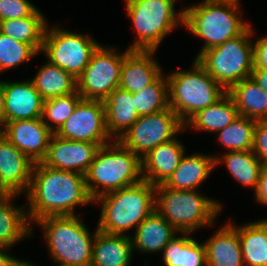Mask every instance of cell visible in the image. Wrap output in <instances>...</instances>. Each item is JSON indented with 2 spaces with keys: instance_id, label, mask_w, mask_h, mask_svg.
<instances>
[{
  "instance_id": "6da1fadb",
  "label": "cell",
  "mask_w": 267,
  "mask_h": 266,
  "mask_svg": "<svg viewBox=\"0 0 267 266\" xmlns=\"http://www.w3.org/2000/svg\"><path fill=\"white\" fill-rule=\"evenodd\" d=\"M26 206L29 222L76 215L74 207L93 203L83 174L34 163Z\"/></svg>"
},
{
  "instance_id": "7a4b0ae2",
  "label": "cell",
  "mask_w": 267,
  "mask_h": 266,
  "mask_svg": "<svg viewBox=\"0 0 267 266\" xmlns=\"http://www.w3.org/2000/svg\"><path fill=\"white\" fill-rule=\"evenodd\" d=\"M101 203L97 229L108 234L127 235L156 210V186L141 180L139 183L106 193L93 200Z\"/></svg>"
},
{
  "instance_id": "3957f363",
  "label": "cell",
  "mask_w": 267,
  "mask_h": 266,
  "mask_svg": "<svg viewBox=\"0 0 267 266\" xmlns=\"http://www.w3.org/2000/svg\"><path fill=\"white\" fill-rule=\"evenodd\" d=\"M87 191L92 200L142 180L141 159L119 140L99 148L84 174Z\"/></svg>"
},
{
  "instance_id": "277c9868",
  "label": "cell",
  "mask_w": 267,
  "mask_h": 266,
  "mask_svg": "<svg viewBox=\"0 0 267 266\" xmlns=\"http://www.w3.org/2000/svg\"><path fill=\"white\" fill-rule=\"evenodd\" d=\"M183 13V26L196 37L205 40L197 57L203 51L243 34L250 27L240 17L242 12L239 0L201 2L184 8Z\"/></svg>"
},
{
  "instance_id": "5b68a950",
  "label": "cell",
  "mask_w": 267,
  "mask_h": 266,
  "mask_svg": "<svg viewBox=\"0 0 267 266\" xmlns=\"http://www.w3.org/2000/svg\"><path fill=\"white\" fill-rule=\"evenodd\" d=\"M198 190H174L156 186V211L180 234L193 233L200 227L213 226L222 209L218 200Z\"/></svg>"
},
{
  "instance_id": "8992f818",
  "label": "cell",
  "mask_w": 267,
  "mask_h": 266,
  "mask_svg": "<svg viewBox=\"0 0 267 266\" xmlns=\"http://www.w3.org/2000/svg\"><path fill=\"white\" fill-rule=\"evenodd\" d=\"M77 215L52 216L34 223L42 227L52 260L63 266H91L96 234Z\"/></svg>"
},
{
  "instance_id": "52a82bcc",
  "label": "cell",
  "mask_w": 267,
  "mask_h": 266,
  "mask_svg": "<svg viewBox=\"0 0 267 266\" xmlns=\"http://www.w3.org/2000/svg\"><path fill=\"white\" fill-rule=\"evenodd\" d=\"M192 65V70H177L166 76L169 107L183 123L227 93L196 60Z\"/></svg>"
},
{
  "instance_id": "ba28073f",
  "label": "cell",
  "mask_w": 267,
  "mask_h": 266,
  "mask_svg": "<svg viewBox=\"0 0 267 266\" xmlns=\"http://www.w3.org/2000/svg\"><path fill=\"white\" fill-rule=\"evenodd\" d=\"M127 13L138 35L129 50L156 51L162 40L183 25V9L175 11L178 0H125Z\"/></svg>"
},
{
  "instance_id": "9c48e42d",
  "label": "cell",
  "mask_w": 267,
  "mask_h": 266,
  "mask_svg": "<svg viewBox=\"0 0 267 266\" xmlns=\"http://www.w3.org/2000/svg\"><path fill=\"white\" fill-rule=\"evenodd\" d=\"M251 26L241 35L203 51L195 60L226 91L250 78L254 67Z\"/></svg>"
},
{
  "instance_id": "30bf717a",
  "label": "cell",
  "mask_w": 267,
  "mask_h": 266,
  "mask_svg": "<svg viewBox=\"0 0 267 266\" xmlns=\"http://www.w3.org/2000/svg\"><path fill=\"white\" fill-rule=\"evenodd\" d=\"M47 27L48 24L41 51L50 64L60 67L77 79L100 44L89 35L60 29L54 25L51 30Z\"/></svg>"
},
{
  "instance_id": "8fae6325",
  "label": "cell",
  "mask_w": 267,
  "mask_h": 266,
  "mask_svg": "<svg viewBox=\"0 0 267 266\" xmlns=\"http://www.w3.org/2000/svg\"><path fill=\"white\" fill-rule=\"evenodd\" d=\"M117 48L99 45L88 65L76 79V91L85 100L104 101L119 87L124 56L130 51L116 53Z\"/></svg>"
},
{
  "instance_id": "7c38bea8",
  "label": "cell",
  "mask_w": 267,
  "mask_h": 266,
  "mask_svg": "<svg viewBox=\"0 0 267 266\" xmlns=\"http://www.w3.org/2000/svg\"><path fill=\"white\" fill-rule=\"evenodd\" d=\"M184 131V123L169 107L156 114L140 116L118 140L141 159Z\"/></svg>"
},
{
  "instance_id": "4fadbf2b",
  "label": "cell",
  "mask_w": 267,
  "mask_h": 266,
  "mask_svg": "<svg viewBox=\"0 0 267 266\" xmlns=\"http://www.w3.org/2000/svg\"><path fill=\"white\" fill-rule=\"evenodd\" d=\"M55 135L100 146L113 141L106 129L103 101L82 99Z\"/></svg>"
},
{
  "instance_id": "5bb4252c",
  "label": "cell",
  "mask_w": 267,
  "mask_h": 266,
  "mask_svg": "<svg viewBox=\"0 0 267 266\" xmlns=\"http://www.w3.org/2000/svg\"><path fill=\"white\" fill-rule=\"evenodd\" d=\"M101 146L52 135L41 163L49 168L85 174Z\"/></svg>"
},
{
  "instance_id": "9a60e30c",
  "label": "cell",
  "mask_w": 267,
  "mask_h": 266,
  "mask_svg": "<svg viewBox=\"0 0 267 266\" xmlns=\"http://www.w3.org/2000/svg\"><path fill=\"white\" fill-rule=\"evenodd\" d=\"M1 128V134L33 163L44 159L54 134L42 118L11 121Z\"/></svg>"
},
{
  "instance_id": "2e32d148",
  "label": "cell",
  "mask_w": 267,
  "mask_h": 266,
  "mask_svg": "<svg viewBox=\"0 0 267 266\" xmlns=\"http://www.w3.org/2000/svg\"><path fill=\"white\" fill-rule=\"evenodd\" d=\"M34 163L0 133V190L20 195L31 184Z\"/></svg>"
},
{
  "instance_id": "e0dca14e",
  "label": "cell",
  "mask_w": 267,
  "mask_h": 266,
  "mask_svg": "<svg viewBox=\"0 0 267 266\" xmlns=\"http://www.w3.org/2000/svg\"><path fill=\"white\" fill-rule=\"evenodd\" d=\"M5 123L41 118L44 99L31 79L21 82L3 81Z\"/></svg>"
},
{
  "instance_id": "ac0fdd59",
  "label": "cell",
  "mask_w": 267,
  "mask_h": 266,
  "mask_svg": "<svg viewBox=\"0 0 267 266\" xmlns=\"http://www.w3.org/2000/svg\"><path fill=\"white\" fill-rule=\"evenodd\" d=\"M154 53L155 51L130 50L123 59L119 88L134 94L164 74L157 60L153 59Z\"/></svg>"
},
{
  "instance_id": "d6986e66",
  "label": "cell",
  "mask_w": 267,
  "mask_h": 266,
  "mask_svg": "<svg viewBox=\"0 0 267 266\" xmlns=\"http://www.w3.org/2000/svg\"><path fill=\"white\" fill-rule=\"evenodd\" d=\"M177 140L160 144L141 158L143 180L157 186L170 178L185 154L184 145Z\"/></svg>"
},
{
  "instance_id": "ffe728a7",
  "label": "cell",
  "mask_w": 267,
  "mask_h": 266,
  "mask_svg": "<svg viewBox=\"0 0 267 266\" xmlns=\"http://www.w3.org/2000/svg\"><path fill=\"white\" fill-rule=\"evenodd\" d=\"M206 266H244L238 226L226 223L203 242Z\"/></svg>"
},
{
  "instance_id": "44dd1931",
  "label": "cell",
  "mask_w": 267,
  "mask_h": 266,
  "mask_svg": "<svg viewBox=\"0 0 267 266\" xmlns=\"http://www.w3.org/2000/svg\"><path fill=\"white\" fill-rule=\"evenodd\" d=\"M105 125L111 138L118 140L139 118L132 93L116 88L103 101Z\"/></svg>"
},
{
  "instance_id": "7402d4cb",
  "label": "cell",
  "mask_w": 267,
  "mask_h": 266,
  "mask_svg": "<svg viewBox=\"0 0 267 266\" xmlns=\"http://www.w3.org/2000/svg\"><path fill=\"white\" fill-rule=\"evenodd\" d=\"M133 253L128 235L108 234L96 230L91 266H130Z\"/></svg>"
},
{
  "instance_id": "603a6c76",
  "label": "cell",
  "mask_w": 267,
  "mask_h": 266,
  "mask_svg": "<svg viewBox=\"0 0 267 266\" xmlns=\"http://www.w3.org/2000/svg\"><path fill=\"white\" fill-rule=\"evenodd\" d=\"M215 157L200 153L189 156L184 154L179 166L164 185L174 190H196L215 169Z\"/></svg>"
},
{
  "instance_id": "cb8c5ba5",
  "label": "cell",
  "mask_w": 267,
  "mask_h": 266,
  "mask_svg": "<svg viewBox=\"0 0 267 266\" xmlns=\"http://www.w3.org/2000/svg\"><path fill=\"white\" fill-rule=\"evenodd\" d=\"M19 195L0 197V247L10 248L27 236H32L31 224L25 206H15L12 200Z\"/></svg>"
},
{
  "instance_id": "d4e9b609",
  "label": "cell",
  "mask_w": 267,
  "mask_h": 266,
  "mask_svg": "<svg viewBox=\"0 0 267 266\" xmlns=\"http://www.w3.org/2000/svg\"><path fill=\"white\" fill-rule=\"evenodd\" d=\"M131 236L133 252L145 253L163 251L164 247L178 232L155 210L136 229Z\"/></svg>"
},
{
  "instance_id": "484cf974",
  "label": "cell",
  "mask_w": 267,
  "mask_h": 266,
  "mask_svg": "<svg viewBox=\"0 0 267 266\" xmlns=\"http://www.w3.org/2000/svg\"><path fill=\"white\" fill-rule=\"evenodd\" d=\"M239 116L232 97L226 93L215 104L199 110L185 123L197 131L219 132Z\"/></svg>"
},
{
  "instance_id": "4316f807",
  "label": "cell",
  "mask_w": 267,
  "mask_h": 266,
  "mask_svg": "<svg viewBox=\"0 0 267 266\" xmlns=\"http://www.w3.org/2000/svg\"><path fill=\"white\" fill-rule=\"evenodd\" d=\"M227 93L234 100L239 115L256 121L267 120V93L251 77L236 83Z\"/></svg>"
},
{
  "instance_id": "83f0119b",
  "label": "cell",
  "mask_w": 267,
  "mask_h": 266,
  "mask_svg": "<svg viewBox=\"0 0 267 266\" xmlns=\"http://www.w3.org/2000/svg\"><path fill=\"white\" fill-rule=\"evenodd\" d=\"M244 266H267V219L238 226Z\"/></svg>"
},
{
  "instance_id": "f1b7e54d",
  "label": "cell",
  "mask_w": 267,
  "mask_h": 266,
  "mask_svg": "<svg viewBox=\"0 0 267 266\" xmlns=\"http://www.w3.org/2000/svg\"><path fill=\"white\" fill-rule=\"evenodd\" d=\"M175 236L163 249L165 266H206V249L204 243L182 233Z\"/></svg>"
},
{
  "instance_id": "f546056e",
  "label": "cell",
  "mask_w": 267,
  "mask_h": 266,
  "mask_svg": "<svg viewBox=\"0 0 267 266\" xmlns=\"http://www.w3.org/2000/svg\"><path fill=\"white\" fill-rule=\"evenodd\" d=\"M47 20L39 9L31 16L0 21V32L41 52Z\"/></svg>"
},
{
  "instance_id": "4dcf8cb0",
  "label": "cell",
  "mask_w": 267,
  "mask_h": 266,
  "mask_svg": "<svg viewBox=\"0 0 267 266\" xmlns=\"http://www.w3.org/2000/svg\"><path fill=\"white\" fill-rule=\"evenodd\" d=\"M220 156L215 157V166L225 163L224 165L236 181L244 186L253 187L255 191L263 165L254 152L252 150L228 151Z\"/></svg>"
},
{
  "instance_id": "1f68e13d",
  "label": "cell",
  "mask_w": 267,
  "mask_h": 266,
  "mask_svg": "<svg viewBox=\"0 0 267 266\" xmlns=\"http://www.w3.org/2000/svg\"><path fill=\"white\" fill-rule=\"evenodd\" d=\"M31 81L44 100L69 95L76 91V79L48 61L46 64L43 63Z\"/></svg>"
},
{
  "instance_id": "d6a6232c",
  "label": "cell",
  "mask_w": 267,
  "mask_h": 266,
  "mask_svg": "<svg viewBox=\"0 0 267 266\" xmlns=\"http://www.w3.org/2000/svg\"><path fill=\"white\" fill-rule=\"evenodd\" d=\"M160 75L152 84L132 94L140 116L152 115L169 108L168 80Z\"/></svg>"
},
{
  "instance_id": "836d02e7",
  "label": "cell",
  "mask_w": 267,
  "mask_h": 266,
  "mask_svg": "<svg viewBox=\"0 0 267 266\" xmlns=\"http://www.w3.org/2000/svg\"><path fill=\"white\" fill-rule=\"evenodd\" d=\"M256 120L239 115L225 128L217 132L218 143L229 151L253 149Z\"/></svg>"
},
{
  "instance_id": "e575fe53",
  "label": "cell",
  "mask_w": 267,
  "mask_h": 266,
  "mask_svg": "<svg viewBox=\"0 0 267 266\" xmlns=\"http://www.w3.org/2000/svg\"><path fill=\"white\" fill-rule=\"evenodd\" d=\"M83 98L75 91L69 95L53 97L44 100L42 109V120L48 128L55 134L64 122L71 116L77 104ZM48 119L49 121H47Z\"/></svg>"
},
{
  "instance_id": "d590c367",
  "label": "cell",
  "mask_w": 267,
  "mask_h": 266,
  "mask_svg": "<svg viewBox=\"0 0 267 266\" xmlns=\"http://www.w3.org/2000/svg\"><path fill=\"white\" fill-rule=\"evenodd\" d=\"M37 54L39 52L32 45L17 41L0 32V72L16 68L21 63L36 57Z\"/></svg>"
},
{
  "instance_id": "8d00e7d4",
  "label": "cell",
  "mask_w": 267,
  "mask_h": 266,
  "mask_svg": "<svg viewBox=\"0 0 267 266\" xmlns=\"http://www.w3.org/2000/svg\"><path fill=\"white\" fill-rule=\"evenodd\" d=\"M36 10L28 0H0V21L28 17Z\"/></svg>"
},
{
  "instance_id": "74e56055",
  "label": "cell",
  "mask_w": 267,
  "mask_h": 266,
  "mask_svg": "<svg viewBox=\"0 0 267 266\" xmlns=\"http://www.w3.org/2000/svg\"><path fill=\"white\" fill-rule=\"evenodd\" d=\"M252 151L260 159L263 166H267V120L257 121L254 130Z\"/></svg>"
},
{
  "instance_id": "f35d334b",
  "label": "cell",
  "mask_w": 267,
  "mask_h": 266,
  "mask_svg": "<svg viewBox=\"0 0 267 266\" xmlns=\"http://www.w3.org/2000/svg\"><path fill=\"white\" fill-rule=\"evenodd\" d=\"M253 44L254 67L267 69V36L258 38Z\"/></svg>"
},
{
  "instance_id": "ab89813d",
  "label": "cell",
  "mask_w": 267,
  "mask_h": 266,
  "mask_svg": "<svg viewBox=\"0 0 267 266\" xmlns=\"http://www.w3.org/2000/svg\"><path fill=\"white\" fill-rule=\"evenodd\" d=\"M254 193L256 201L267 206V166H263L261 169Z\"/></svg>"
},
{
  "instance_id": "60d3db41",
  "label": "cell",
  "mask_w": 267,
  "mask_h": 266,
  "mask_svg": "<svg viewBox=\"0 0 267 266\" xmlns=\"http://www.w3.org/2000/svg\"><path fill=\"white\" fill-rule=\"evenodd\" d=\"M9 248L0 247V266H25L27 261L9 255Z\"/></svg>"
},
{
  "instance_id": "b9f144b4",
  "label": "cell",
  "mask_w": 267,
  "mask_h": 266,
  "mask_svg": "<svg viewBox=\"0 0 267 266\" xmlns=\"http://www.w3.org/2000/svg\"><path fill=\"white\" fill-rule=\"evenodd\" d=\"M251 79L259 86L261 89L267 93V69L263 68H253L251 72Z\"/></svg>"
},
{
  "instance_id": "7bdbcfd3",
  "label": "cell",
  "mask_w": 267,
  "mask_h": 266,
  "mask_svg": "<svg viewBox=\"0 0 267 266\" xmlns=\"http://www.w3.org/2000/svg\"><path fill=\"white\" fill-rule=\"evenodd\" d=\"M2 125L3 126L5 125V100H4L3 81H0V126Z\"/></svg>"
},
{
  "instance_id": "ee69618b",
  "label": "cell",
  "mask_w": 267,
  "mask_h": 266,
  "mask_svg": "<svg viewBox=\"0 0 267 266\" xmlns=\"http://www.w3.org/2000/svg\"><path fill=\"white\" fill-rule=\"evenodd\" d=\"M26 266H36V265L32 264L31 262L30 263L26 262ZM58 266H63V265H58Z\"/></svg>"
},
{
  "instance_id": "f6af8a7d",
  "label": "cell",
  "mask_w": 267,
  "mask_h": 266,
  "mask_svg": "<svg viewBox=\"0 0 267 266\" xmlns=\"http://www.w3.org/2000/svg\"><path fill=\"white\" fill-rule=\"evenodd\" d=\"M215 1H220V0H204L203 2H215Z\"/></svg>"
},
{
  "instance_id": "bcb514c9",
  "label": "cell",
  "mask_w": 267,
  "mask_h": 266,
  "mask_svg": "<svg viewBox=\"0 0 267 266\" xmlns=\"http://www.w3.org/2000/svg\"><path fill=\"white\" fill-rule=\"evenodd\" d=\"M3 195H4V193L0 190V197L3 196Z\"/></svg>"
}]
</instances>
